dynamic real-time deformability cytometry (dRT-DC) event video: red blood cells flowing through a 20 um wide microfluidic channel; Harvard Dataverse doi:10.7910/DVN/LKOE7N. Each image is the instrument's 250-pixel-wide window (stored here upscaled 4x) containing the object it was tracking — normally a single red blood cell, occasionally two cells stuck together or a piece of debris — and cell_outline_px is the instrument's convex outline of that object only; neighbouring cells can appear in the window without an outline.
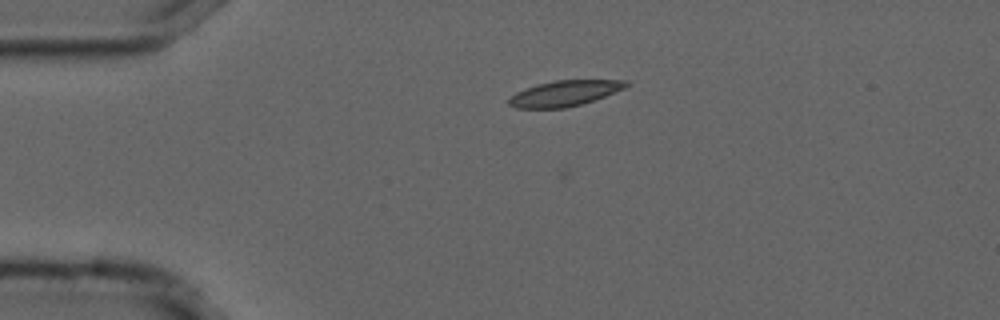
{"species": "common noctule bat (a hibernating species)", "species_latin": "Nyctalus noctula", "temperature_condition": "cold", "stored_images_in_passage": 30, "camera_frame_rate_fps": 3000, "um_per_image_px": 0.085, "animal": {"sex": "male", "forearm_length_mm": 52.5}, "frame": {"image": 1, "passage_image": 3, "time_ms": 0.667, "image_size_px": [1000, 320], "cell_outline_px": [[628, 84], [624, 88], [604, 96], [580, 104], [564, 108], [516, 108], [508, 104], [508, 100], [516, 92], [524, 88], [536, 84], [552, 80], [628, 80]], "centroid_in_image_um": [47.94, 7.92], "position_along_channel_um": 37.1, "area_um2": 17.34}}
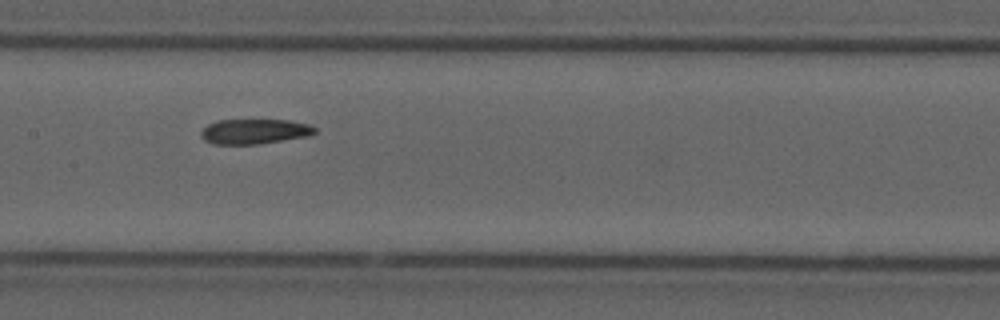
{"frame": {"image": 2, "passage_image": 18, "time_ms": 5.667, "image_size_px": [1000, 320], "cell_outline_px": [[316, 132], [308, 136], [260, 144], [212, 144], [204, 140], [200, 136], [200, 132], [208, 124], [216, 120], [288, 120], [308, 124], [316, 128]], "centroid_in_image_um": [21.61, 11.18], "position_along_channel_um": 185.8, "area_um2": 16.65}}
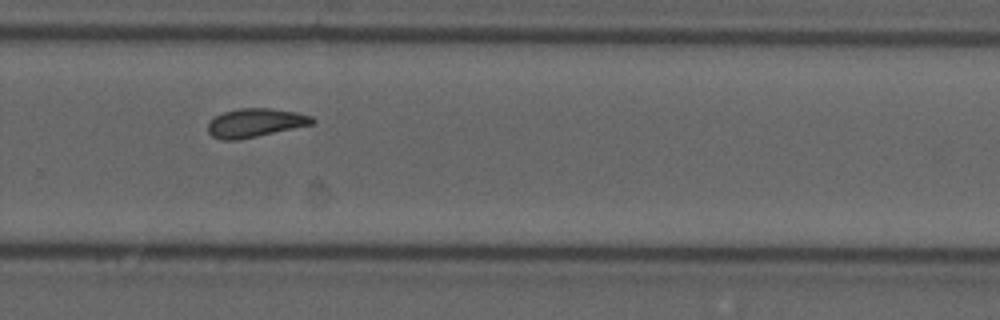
{"frame": {"image": 3, "passage_image": 28, "time_ms": 9.0, "image_size_px": [1000, 320], "cell_outline_px": [[316, 120], [312, 124], [240, 140], [224, 140], [212, 136], [208, 132], [208, 124], [216, 116], [224, 112], [240, 108], [268, 108], [296, 112], [312, 116]], "centroid_in_image_um": [21.7, 10.44], "position_along_channel_um": 308.1, "area_um2": 17.28}, "authors_computed_cell_mechanics": {"area_um2": 17.3111, "velocity_mm_per_s": 3.6776, "shape_relaxation_time_tau1_ms": null, "shape_relaxation_time_tau2_ms": 5.5804, "deformation_change_tau1": null, "deformation_change_tau2": 0.1174}}